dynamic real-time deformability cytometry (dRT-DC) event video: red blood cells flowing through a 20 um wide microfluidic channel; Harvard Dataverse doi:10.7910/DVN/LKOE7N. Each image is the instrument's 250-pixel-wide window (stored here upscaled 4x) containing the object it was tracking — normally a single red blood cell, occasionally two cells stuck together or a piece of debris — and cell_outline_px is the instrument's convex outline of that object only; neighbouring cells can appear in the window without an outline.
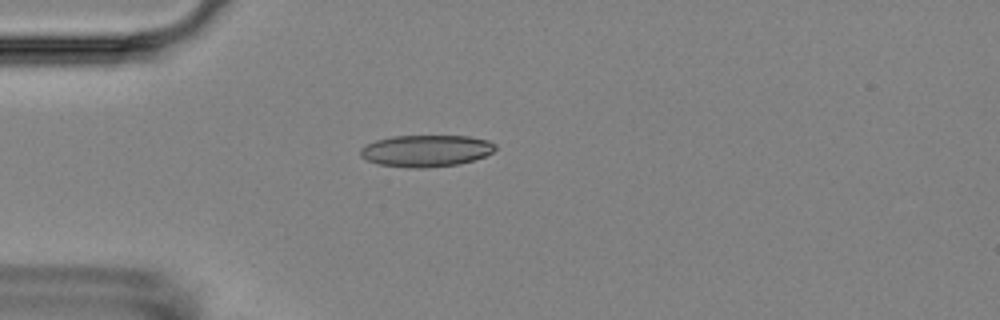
{"species": "Egyptian fruit bat (a non-hibernating species)", "species_latin": "Rousettus aegyptiacus", "temperature_condition": "room temperature", "stored_images_in_passage": 5, "camera_frame_rate_fps": 3000, "um_per_image_px": 0.085, "animal": {"sex": "female"}, "frame": {"image": 1, "passage_image": 4, "time_ms": 4.333, "image_size_px": [1000, 320], "cell_outline_px": [[496, 148], [492, 152], [484, 156], [460, 164], [424, 168], [408, 168], [380, 164], [368, 160], [360, 156], [360, 148], [364, 144], [376, 140], [392, 136], [468, 136], [488, 140], [496, 144]], "centroid_in_image_um": [36.2, 12.81], "position_along_channel_um": 48.8, "area_um2": 25.03}}